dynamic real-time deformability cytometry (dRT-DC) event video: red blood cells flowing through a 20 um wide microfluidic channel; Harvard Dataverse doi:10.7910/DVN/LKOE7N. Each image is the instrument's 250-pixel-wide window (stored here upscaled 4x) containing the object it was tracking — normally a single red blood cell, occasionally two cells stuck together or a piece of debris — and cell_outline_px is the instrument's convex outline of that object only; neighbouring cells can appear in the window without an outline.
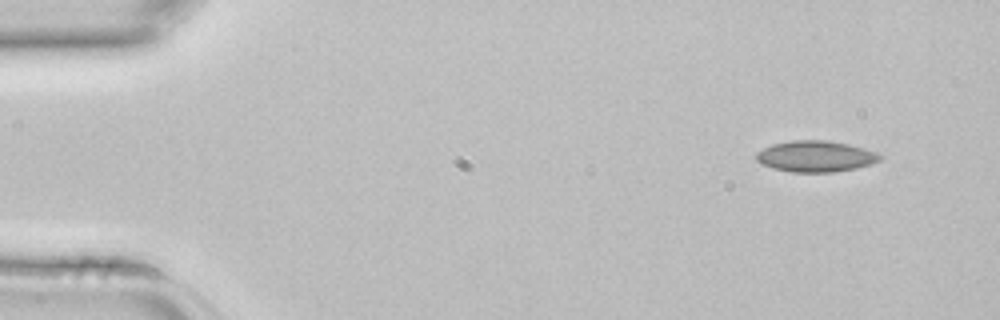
{"species": "common noctule bat (a hibernating species)", "species_latin": "Nyctalus noctula", "temperature_condition": "room temperature", "stored_images_in_passage": 4, "camera_frame_rate_fps": 3000, "um_per_image_px": 0.085, "animal": {"sex": "female", "body_mass_g": 22.7, "forearm_length_mm": 54.2}, "frame": {"image": 1, "passage_image": 1, "time_ms": 0.0, "image_size_px": [1000, 320], "cell_outline_px": [[884, 156], [880, 160], [872, 164], [856, 168], [832, 172], [792, 172], [772, 168], [756, 160], [756, 152], [772, 144], [792, 140], [824, 140], [848, 144], [880, 152]], "centroid_in_image_um": [69.37, 13.28], "position_along_channel_um": 15.6, "area_um2": 22.54}}
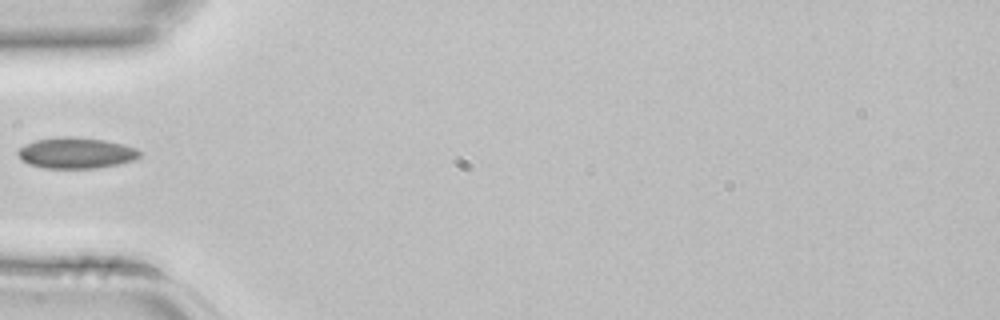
{"frame": {"image": 2, "passage_image": 4, "time_ms": 1.0, "image_size_px": [1000, 320], "cell_outline_px": [[140, 156], [136, 160], [120, 164], [96, 168], [44, 168], [28, 164], [20, 160], [16, 152], [24, 144], [36, 140], [64, 136], [68, 136], [104, 140], [136, 148], [140, 152]], "centroid_in_image_um": [6.44, 13.01], "position_along_channel_um": 78.6, "area_um2": 22.02}}